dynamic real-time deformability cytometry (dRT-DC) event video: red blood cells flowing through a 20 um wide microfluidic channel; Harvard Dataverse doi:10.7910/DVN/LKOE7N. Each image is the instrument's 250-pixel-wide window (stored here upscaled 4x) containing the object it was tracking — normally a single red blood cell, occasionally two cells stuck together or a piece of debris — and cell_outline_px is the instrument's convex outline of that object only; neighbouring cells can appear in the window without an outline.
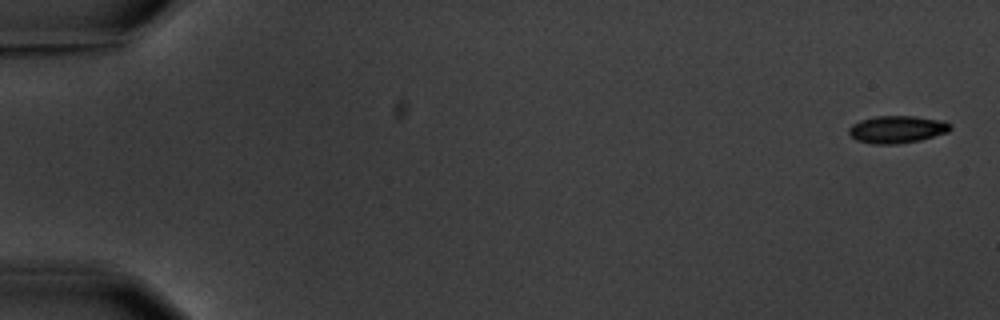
{"species": "common noctule bat (a hibernating species)", "species_latin": "Nyctalus noctula", "temperature_condition": "warm", "stored_images_in_passage": 6, "camera_frame_rate_fps": 3000, "um_per_image_px": 0.085, "animal": {"sex": "male", "body_mass_g": 20.1, "forearm_length_mm": 53.5}, "frame": {"image": 1, "passage_image": 1, "time_ms": 0.0, "image_size_px": [1000, 320], "cell_outline_px": [[952, 128], [948, 132], [920, 140], [896, 144], [872, 144], [856, 140], [848, 132], [848, 128], [852, 124], [860, 120], [876, 116], [916, 116], [944, 120], [952, 124]], "centroid_in_image_um": [76.27, 10.99], "position_along_channel_um": 8.7, "area_um2": 16.36}}
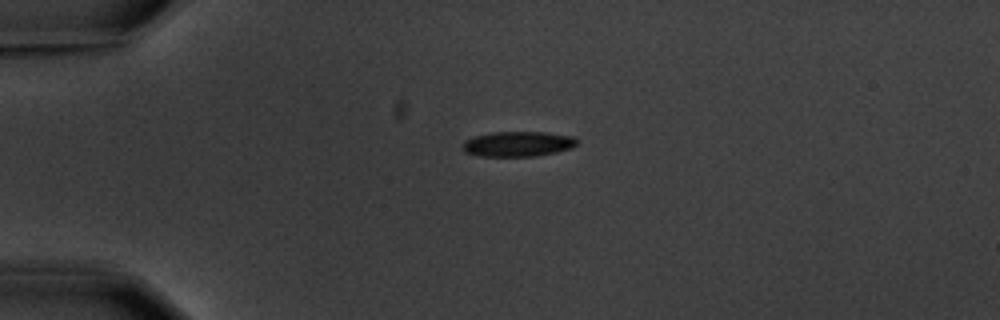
{"frame": {"image": 2, "passage_image": 4, "time_ms": 4.333, "image_size_px": [1000, 320], "cell_outline_px": [[580, 140], [572, 148], [556, 152], [536, 156], [480, 156], [464, 152], [464, 140], [476, 136], [492, 132], [544, 132], [572, 136]], "centroid_in_image_um": [44.06, 12.23], "position_along_channel_um": 40.9, "area_um2": 16.7}}
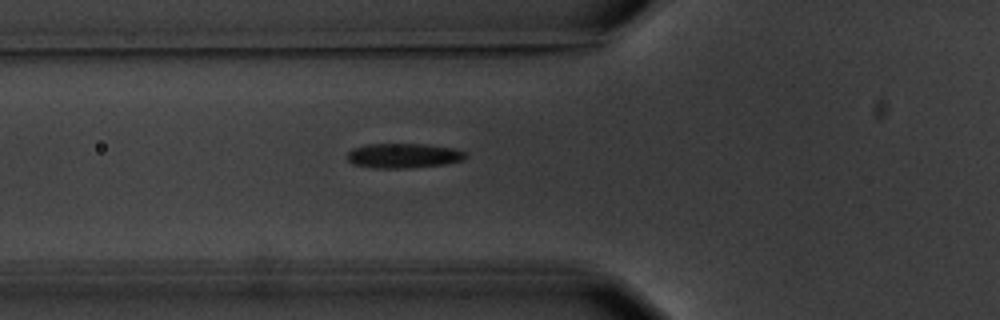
{"frame": {"image": 3, "passage_image": 6, "time_ms": 6.667, "image_size_px": [1000, 320], "cell_outline_px": [[468, 156], [464, 160], [448, 164], [408, 168], [372, 168], [352, 164], [348, 160], [348, 152], [352, 148], [368, 144], [424, 144], [456, 148], [468, 152]], "centroid_in_image_um": [34.36, 13.23], "position_along_channel_um": 91.4, "area_um2": 17.4}}